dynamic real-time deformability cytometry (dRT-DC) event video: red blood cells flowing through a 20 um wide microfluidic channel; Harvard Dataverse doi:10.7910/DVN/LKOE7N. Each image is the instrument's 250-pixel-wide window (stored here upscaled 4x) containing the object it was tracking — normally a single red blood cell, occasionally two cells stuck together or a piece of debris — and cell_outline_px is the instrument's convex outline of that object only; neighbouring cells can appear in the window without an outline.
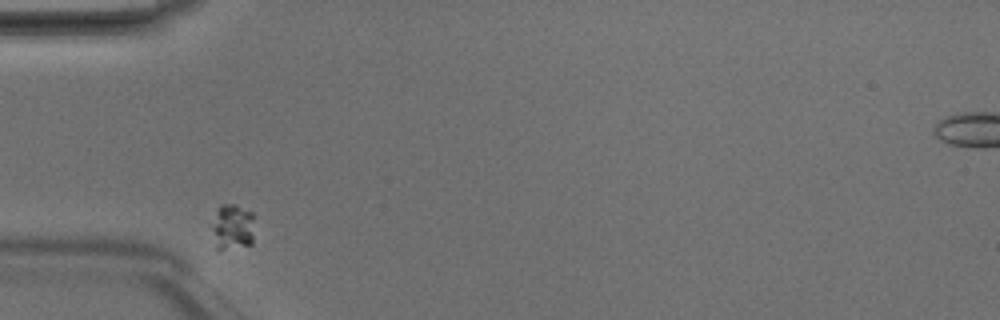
{"species": "Egyptian fruit bat (a non-hibernating species)", "species_latin": "Rousettus aegyptiacus", "temperature_condition": "room temperature", "stored_images_in_passage": 2, "camera_frame_rate_fps": 3000, "um_per_image_px": 0.085, "animal": {"sex": "male"}, "frame": {"image": 1, "passage_image": 1, "time_ms": 0.0, "image_size_px": [1000, 320], "cell_outline_px": [[256, 216], [252, 244], [220, 252], [216, 248], [212, 228], [216, 212], [220, 204], [236, 204], [252, 212]], "centroid_in_image_um": [19.81, 19.31], "position_along_channel_um": 65.2, "area_um2": 11.91}}